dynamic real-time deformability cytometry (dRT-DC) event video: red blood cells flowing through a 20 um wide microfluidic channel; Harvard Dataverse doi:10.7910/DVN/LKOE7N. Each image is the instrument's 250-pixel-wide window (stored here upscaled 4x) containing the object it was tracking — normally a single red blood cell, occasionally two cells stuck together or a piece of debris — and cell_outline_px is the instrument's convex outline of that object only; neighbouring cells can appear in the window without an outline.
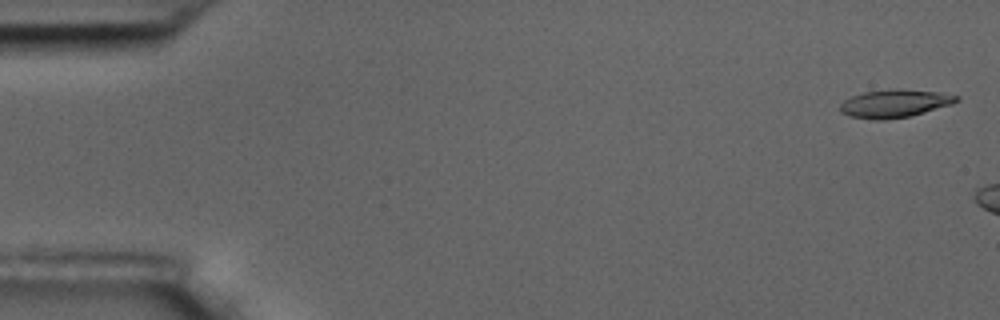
{"species": "common noctule bat (a hibernating species)", "species_latin": "Nyctalus noctula", "temperature_condition": "room temperature", "stored_images_in_passage": 18, "camera_frame_rate_fps": 3000, "um_per_image_px": 0.085, "animal": {"sex": "male", "body_mass_g": 17.5, "forearm_length_mm": 52.3}, "frame": {"image": 1, "passage_image": 2, "time_ms": 0.333, "image_size_px": [1000, 320], "cell_outline_px": [[960, 100], [952, 104], [912, 116], [884, 120], [872, 120], [848, 116], [840, 112], [840, 104], [844, 100], [852, 96], [864, 92], [896, 88], [900, 88], [936, 92], [960, 96]], "centroid_in_image_um": [76.04, 8.8], "position_along_channel_um": 9.0, "area_um2": 19.19}}
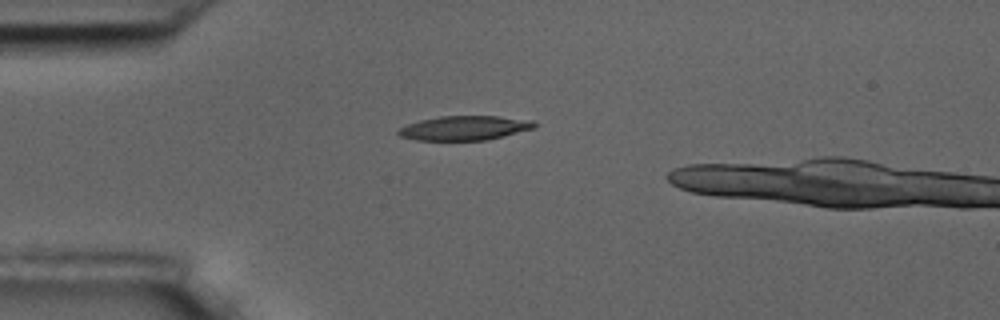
{"frame": {"image": 2, "passage_image": 15, "time_ms": 4.667, "image_size_px": [1000, 320], "cell_outline_px": [[536, 128], [488, 140], [416, 140], [400, 136], [396, 132], [400, 128], [408, 124], [420, 120], [440, 116], [496, 116], [536, 120]], "centroid_in_image_um": [39.54, 10.88], "position_along_channel_um": 45.5, "area_um2": 19.42}}